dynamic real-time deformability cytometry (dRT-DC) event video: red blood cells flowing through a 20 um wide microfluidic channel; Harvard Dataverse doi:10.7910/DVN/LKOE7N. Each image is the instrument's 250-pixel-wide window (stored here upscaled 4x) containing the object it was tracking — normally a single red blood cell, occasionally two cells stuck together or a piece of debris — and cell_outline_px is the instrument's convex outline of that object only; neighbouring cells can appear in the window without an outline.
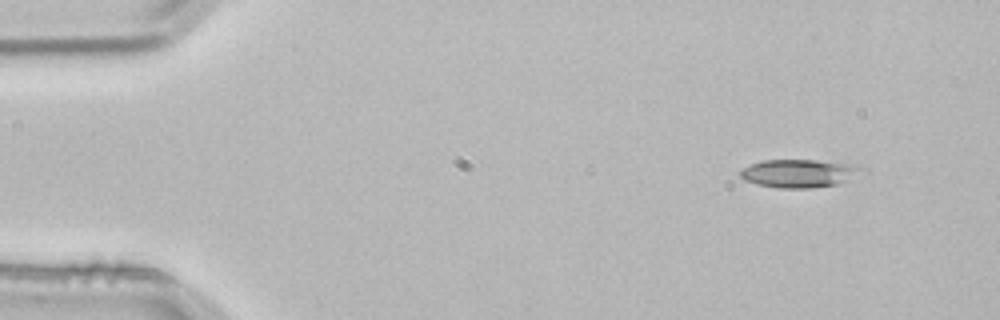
{"species": "common noctule bat (a hibernating species)", "species_latin": "Nyctalus noctula", "temperature_condition": "room temperature", "stored_images_in_passage": 3, "camera_frame_rate_fps": 3000, "um_per_image_px": 0.085, "animal": {"sex": "male", "body_mass_g": 21.5, "forearm_length_mm": 52.0}, "frame": {"image": 1, "passage_image": 1, "time_ms": 0.0, "image_size_px": [1000, 320], "cell_outline_px": [[868, 172], [848, 180], [836, 184], [812, 188], [780, 188], [756, 184], [744, 180], [740, 176], [740, 168], [748, 164], [764, 160], [816, 160], [848, 164], [868, 168]], "centroid_in_image_um": [67.94, 14.73], "position_along_channel_um": 17.1, "area_um2": 20.23}}
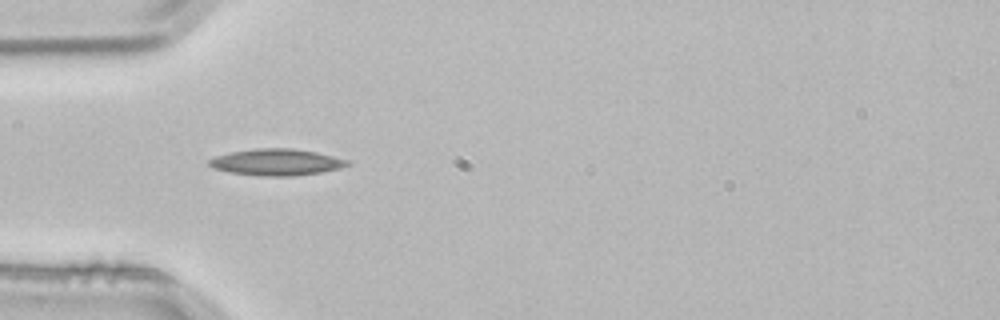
{"frame": {"image": 2, "passage_image": 3, "time_ms": 0.667, "image_size_px": [1000, 320], "cell_outline_px": [[352, 164], [340, 168], [320, 172], [288, 176], [264, 176], [228, 172], [212, 168], [208, 164], [208, 160], [216, 156], [232, 152], [256, 148], [292, 148], [316, 152], [348, 160]], "centroid_in_image_um": [23.49, 13.78], "position_along_channel_um": 61.5, "area_um2": 21.21}}